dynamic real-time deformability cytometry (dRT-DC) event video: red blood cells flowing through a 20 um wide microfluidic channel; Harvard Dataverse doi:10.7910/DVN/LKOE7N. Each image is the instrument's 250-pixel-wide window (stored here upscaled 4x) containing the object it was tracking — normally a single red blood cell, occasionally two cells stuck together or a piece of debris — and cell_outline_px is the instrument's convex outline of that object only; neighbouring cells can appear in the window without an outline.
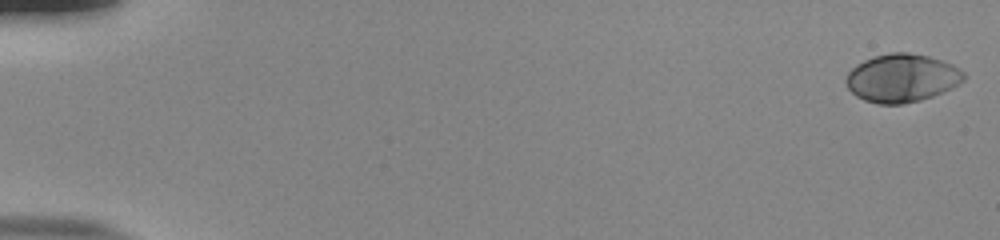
{"species": "human", "species_latin": "Homo sapiens", "temperature_condition": "room temperature", "stored_images_in_passage": 55, "camera_frame_rate_fps": 3000, "um_per_image_px": 0.085, "donor": {"sex": "male"}, "frame": {"image": 1, "passage_image": 1, "time_ms": 0.0, "image_size_px": [1000, 240], "cell_outline_px": [[964, 80], [960, 84], [952, 88], [932, 96], [920, 100], [904, 104], [876, 104], [864, 100], [856, 96], [844, 84], [844, 80], [848, 72], [856, 64], [864, 60], [876, 56], [892, 52], [908, 52], [928, 56], [952, 64], [964, 72]], "centroid_in_image_um": [76.63, 6.64], "position_along_channel_um": 8.4, "area_um2": 33.18}}
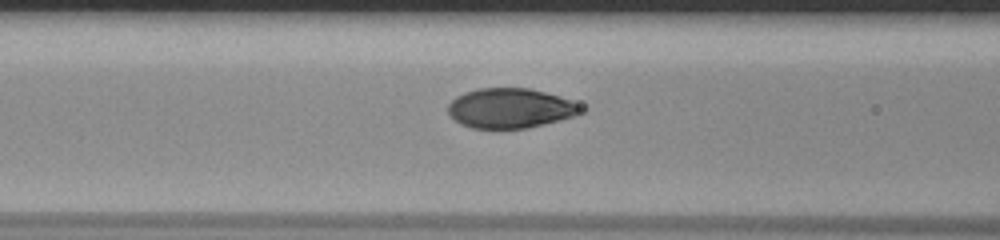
{"frame": {"image": 2, "passage_image": 24, "time_ms": 7.667, "image_size_px": [1000, 240], "cell_outline_px": [[588, 108], [584, 112], [576, 116], [528, 128], [472, 128], [460, 124], [448, 112], [448, 104], [456, 96], [464, 92], [476, 88], [528, 88], [560, 96], [572, 100]], "centroid_in_image_um": [43.43, 9.19], "position_along_channel_um": 123.2, "area_um2": 31.15}}
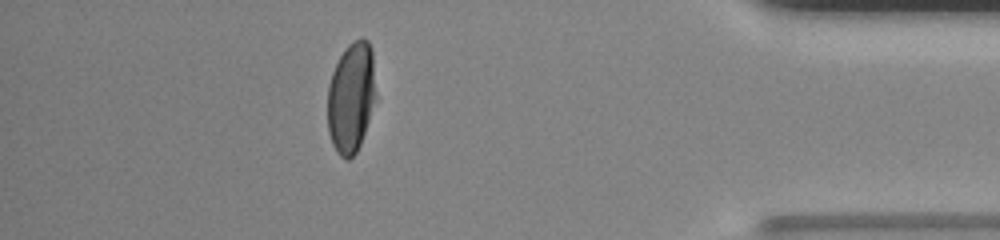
{"frame": {"image": 3, "passage_image": 49, "time_ms": 16.0, "image_size_px": [1000, 240], "cell_outline_px": [[376, 96], [360, 144], [356, 152], [348, 160], [340, 156], [336, 152], [332, 144], [328, 132], [328, 84], [332, 72], [344, 48], [348, 44], [356, 40], [368, 40], [372, 48]], "centroid_in_image_um": [29.84, 8.28], "position_along_channel_um": 405.4, "area_um2": 30.98}, "authors_computed_cell_mechanics": {"area_um2": 32.1368, "velocity_mm_per_s": 3.8243, "shape_relaxation_time_tau1_ms": 3.2257, "shape_relaxation_time_tau2_ms": null, "deformation_change_tau1": 0.1901, "deformation_change_tau2": null}}